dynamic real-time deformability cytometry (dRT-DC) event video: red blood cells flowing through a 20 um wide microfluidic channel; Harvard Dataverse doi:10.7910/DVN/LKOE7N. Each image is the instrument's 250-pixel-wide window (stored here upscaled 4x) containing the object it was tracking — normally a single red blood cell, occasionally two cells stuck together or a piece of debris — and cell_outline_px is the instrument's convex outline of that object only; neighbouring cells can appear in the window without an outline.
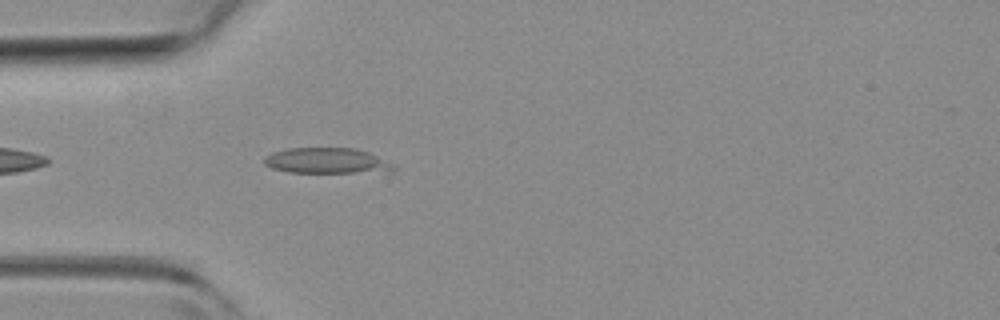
{"species": "common noctule bat (a hibernating species)", "species_latin": "Nyctalus noctula", "temperature_condition": "room temperature", "stored_images_in_passage": 30, "camera_frame_rate_fps": 3000, "um_per_image_px": 0.085, "animal": {"sex": "female", "body_mass_g": 19.3, "forearm_length_mm": 54.1}, "frame": {"image": 1, "passage_image": 4, "time_ms": 1.0, "image_size_px": [1000, 320], "cell_outline_px": [[396, 168], [392, 172], [288, 172], [272, 168], [264, 164], [264, 156], [272, 152], [288, 148], [356, 148], [368, 152], [392, 164]], "centroid_in_image_um": [27.76, 13.66], "position_along_channel_um": 57.2, "area_um2": 19.25}}
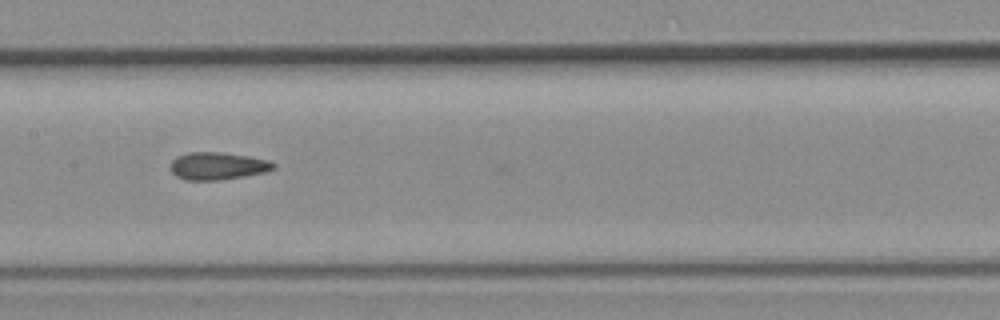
{"frame": {"image": 2, "passage_image": 14, "time_ms": 4.333, "image_size_px": [1000, 320], "cell_outline_px": [[276, 168], [264, 172], [244, 176], [220, 180], [184, 180], [176, 176], [168, 168], [168, 164], [176, 156], [188, 152], [220, 152], [248, 156], [268, 160], [276, 164]], "centroid_in_image_um": [18.44, 14.1], "position_along_channel_um": 189.0, "area_um2": 16.7}}
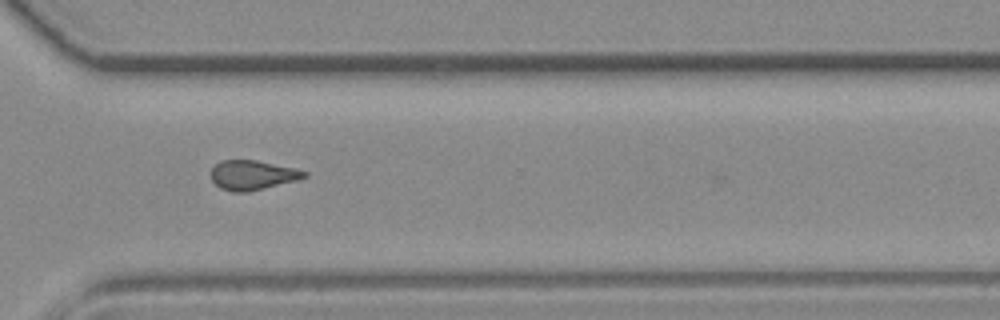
{"frame": {"image": 3, "passage_image": 26, "time_ms": 8.333, "image_size_px": [1000, 320], "cell_outline_px": [[308, 176], [296, 180], [248, 192], [232, 192], [220, 188], [208, 176], [208, 172], [220, 160], [256, 160], [296, 168], [308, 172]], "centroid_in_image_um": [21.42, 14.87], "position_along_channel_um": 349.2, "area_um2": 16.24}}